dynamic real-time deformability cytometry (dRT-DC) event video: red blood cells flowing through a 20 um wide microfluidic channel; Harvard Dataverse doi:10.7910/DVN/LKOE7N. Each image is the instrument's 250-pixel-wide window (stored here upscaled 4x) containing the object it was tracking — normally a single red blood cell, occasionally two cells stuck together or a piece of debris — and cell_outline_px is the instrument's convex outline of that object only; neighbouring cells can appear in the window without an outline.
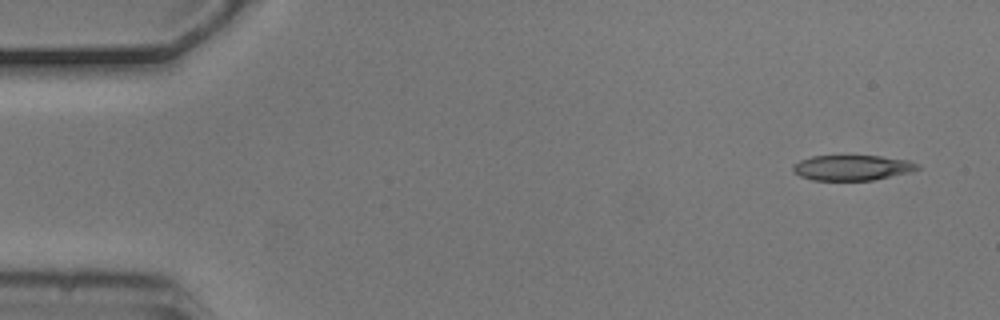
{"species": "common noctule bat (a hibernating species)", "species_latin": "Nyctalus noctula", "temperature_condition": "cold", "stored_images_in_passage": 3, "camera_frame_rate_fps": 3000, "um_per_image_px": 0.085, "animal": {"sex": "male", "body_mass_g": 20.5, "forearm_length_mm": 52.5}, "frame": {"image": 1, "passage_image": 1, "time_ms": 0.0, "image_size_px": [1000, 320], "cell_outline_px": [[920, 168], [912, 172], [872, 180], [812, 180], [800, 176], [792, 172], [792, 164], [800, 160], [812, 156], [880, 156], [908, 160], [920, 164]], "centroid_in_image_um": [72.43, 14.25], "position_along_channel_um": 12.6, "area_um2": 18.5}}